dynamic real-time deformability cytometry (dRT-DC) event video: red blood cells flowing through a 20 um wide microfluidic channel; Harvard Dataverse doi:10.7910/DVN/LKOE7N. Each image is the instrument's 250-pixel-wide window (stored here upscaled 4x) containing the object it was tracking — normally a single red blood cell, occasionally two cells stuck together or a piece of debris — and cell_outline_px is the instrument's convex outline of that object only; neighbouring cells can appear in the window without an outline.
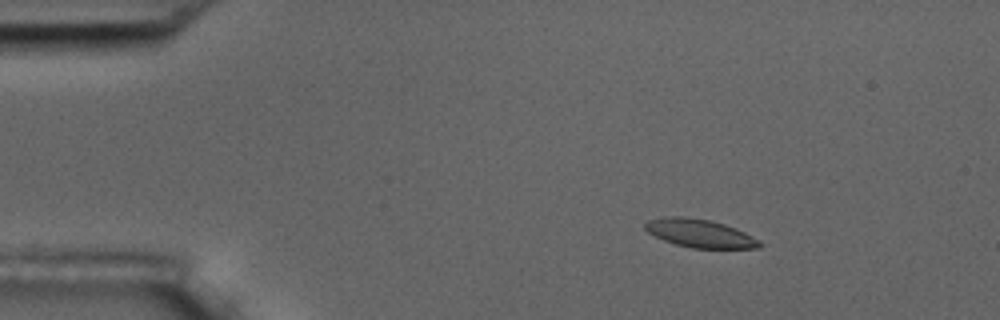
{"species": "common noctule bat (a hibernating species)", "species_latin": "Nyctalus noctula", "temperature_condition": "room temperature", "stored_images_in_passage": 8, "camera_frame_rate_fps": 3000, "um_per_image_px": 0.085, "animal": {"sex": "male", "body_mass_g": 17.5, "forearm_length_mm": 52.3}, "frame": {"image": 1, "passage_image": 2, "time_ms": 1.333, "image_size_px": [1000, 320], "cell_outline_px": [[764, 244], [760, 248], [692, 248], [676, 244], [664, 240], [648, 232], [644, 228], [644, 224], [648, 220], [664, 216], [684, 216], [708, 220], [724, 224], [736, 228], [760, 240]], "centroid_in_image_um": [59.5, 19.83], "position_along_channel_um": 25.5, "area_um2": 18.84}}
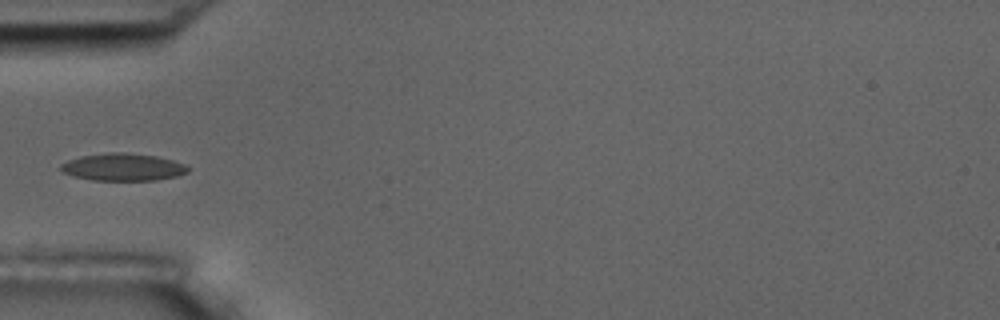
{"frame": {"image": 2, "passage_image": 5, "time_ms": 4.667, "image_size_px": [1000, 320], "cell_outline_px": [[188, 172], [176, 176], [156, 180], [92, 180], [76, 176], [64, 172], [60, 168], [60, 164], [68, 160], [80, 156], [108, 152], [124, 152], [156, 156], [172, 160], [184, 164], [188, 168]], "centroid_in_image_um": [10.44, 14.19], "position_along_channel_um": 74.6, "area_um2": 20.11}}
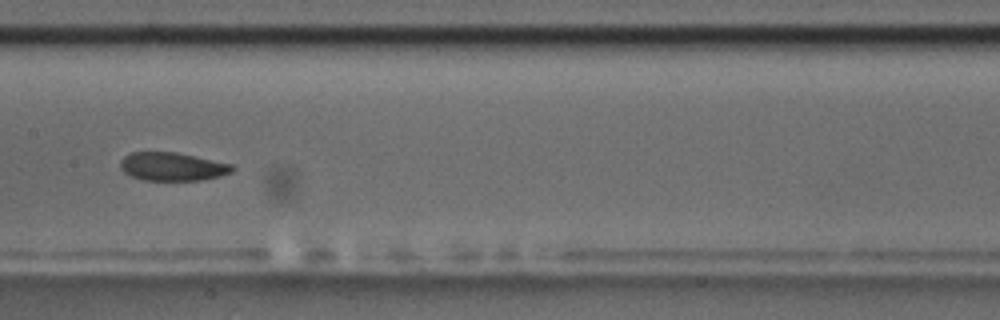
{"frame": {"image": 3, "passage_image": 8, "time_ms": 8.0, "image_size_px": [1000, 320], "cell_outline_px": [[236, 168], [232, 172], [220, 176], [200, 180], [140, 180], [124, 172], [120, 168], [120, 160], [124, 156], [132, 152], [176, 152], [232, 164]], "centroid_in_image_um": [14.64, 14.16], "position_along_channel_um": 192.8, "area_um2": 18.5}}